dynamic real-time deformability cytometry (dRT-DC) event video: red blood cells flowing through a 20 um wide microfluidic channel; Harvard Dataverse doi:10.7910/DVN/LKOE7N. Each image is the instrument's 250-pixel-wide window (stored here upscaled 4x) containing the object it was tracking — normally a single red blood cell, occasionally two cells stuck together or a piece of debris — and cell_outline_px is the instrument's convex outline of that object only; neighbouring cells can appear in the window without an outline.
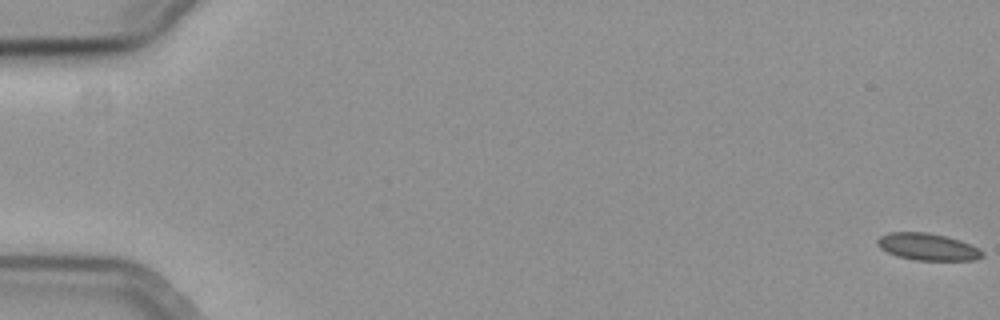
{"species": "common noctule bat (a hibernating species)", "species_latin": "Nyctalus noctula", "temperature_condition": "cold", "stored_images_in_passage": 57, "camera_frame_rate_fps": 3000, "um_per_image_px": 0.085, "animal": {"sex": "female", "body_mass_g": 19.3, "forearm_length_mm": 54.1}, "frame": {"image": 1, "passage_image": 1, "time_ms": 0.0, "image_size_px": [1000, 320], "cell_outline_px": [[984, 256], [976, 260], [916, 260], [896, 256], [880, 248], [876, 244], [876, 240], [880, 236], [888, 232], [928, 232], [960, 240], [984, 252]], "centroid_in_image_um": [78.81, 20.98], "position_along_channel_um": 6.2, "area_um2": 16.47}}
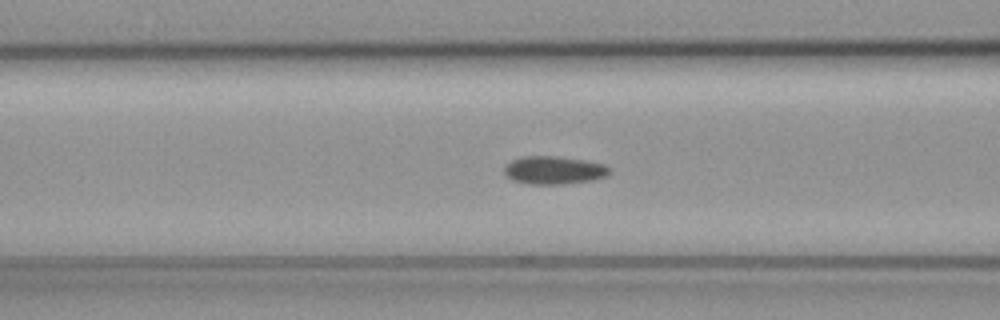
{"frame": {"image": 2, "passage_image": 25, "time_ms": 8.0, "image_size_px": [1000, 320], "cell_outline_px": [[612, 172], [608, 176], [592, 180], [568, 184], [528, 184], [512, 180], [504, 176], [504, 168], [512, 160], [524, 156], [556, 156], [584, 160], [604, 164], [612, 168]], "centroid_in_image_um": [47.12, 14.48], "position_along_channel_um": 119.5, "area_um2": 17.46}}
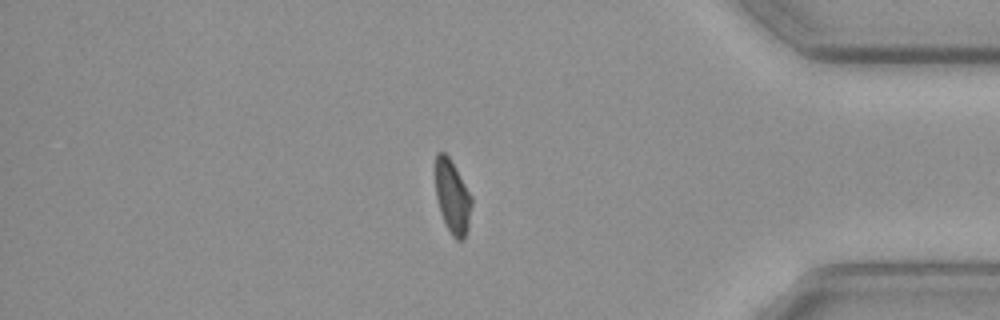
{"frame": {"image": 3, "passage_image": 50, "time_ms": 16.333, "image_size_px": [1000, 320], "cell_outline_px": [[472, 204], [468, 228], [464, 240], [456, 240], [452, 236], [440, 212], [436, 196], [436, 152], [444, 152], [448, 156], [472, 196]], "centroid_in_image_um": [38.47, 16.76], "position_along_channel_um": 396.7, "area_um2": 15.32}}